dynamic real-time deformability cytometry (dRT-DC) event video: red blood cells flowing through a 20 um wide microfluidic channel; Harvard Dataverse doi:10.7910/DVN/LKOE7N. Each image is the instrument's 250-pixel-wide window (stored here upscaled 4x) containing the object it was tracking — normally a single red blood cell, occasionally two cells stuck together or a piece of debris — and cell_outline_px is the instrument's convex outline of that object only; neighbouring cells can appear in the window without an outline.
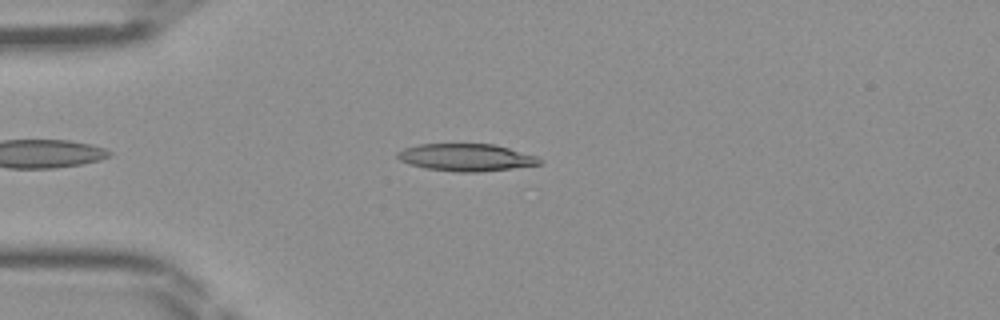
{"species": "Egyptian fruit bat (a non-hibernating species)", "species_latin": "Rousettus aegyptiacus", "temperature_condition": "room temperature", "stored_images_in_passage": 22, "camera_frame_rate_fps": 3000, "um_per_image_px": 0.085, "frame": {"image": 1, "passage_image": 4, "time_ms": 1.0, "image_size_px": [1000, 320], "cell_outline_px": [[544, 160], [540, 164], [512, 168], [480, 172], [456, 172], [424, 168], [408, 164], [400, 160], [396, 156], [396, 152], [404, 148], [420, 144], [492, 144], [508, 148], [536, 156]], "centroid_in_image_um": [39.58, 13.38], "position_along_channel_um": 45.4, "area_um2": 22.6}}
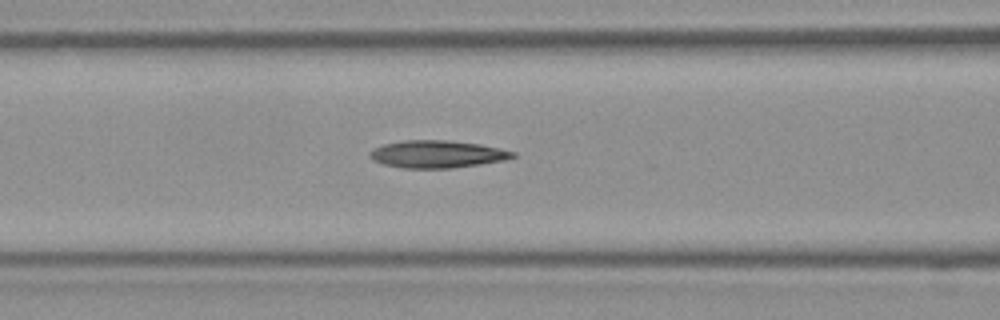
{"frame": {"image": 2, "passage_image": 11, "time_ms": 3.333, "image_size_px": [1000, 320], "cell_outline_px": [[516, 156], [504, 160], [480, 164], [452, 168], [400, 168], [384, 164], [372, 160], [368, 156], [368, 152], [372, 148], [384, 144], [404, 140], [448, 140], [480, 144], [500, 148], [516, 152]], "centroid_in_image_um": [37.12, 13.1], "position_along_channel_um": 129.5, "area_um2": 23.0}}
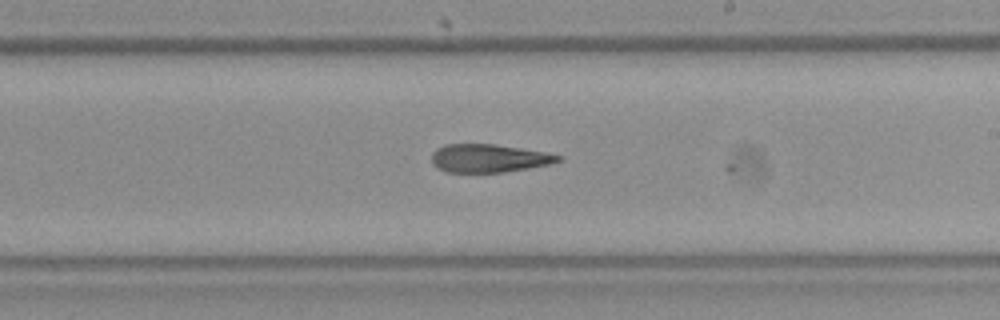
{"frame": {"image": 3, "passage_image": 19, "time_ms": 6.0, "image_size_px": [1000, 320], "cell_outline_px": [[564, 160], [548, 164], [528, 168], [504, 172], [448, 172], [436, 168], [432, 164], [432, 152], [436, 148], [444, 144], [496, 144], [548, 152], [560, 156]], "centroid_in_image_um": [41.54, 13.44], "position_along_channel_um": 247.5, "area_um2": 20.92}}